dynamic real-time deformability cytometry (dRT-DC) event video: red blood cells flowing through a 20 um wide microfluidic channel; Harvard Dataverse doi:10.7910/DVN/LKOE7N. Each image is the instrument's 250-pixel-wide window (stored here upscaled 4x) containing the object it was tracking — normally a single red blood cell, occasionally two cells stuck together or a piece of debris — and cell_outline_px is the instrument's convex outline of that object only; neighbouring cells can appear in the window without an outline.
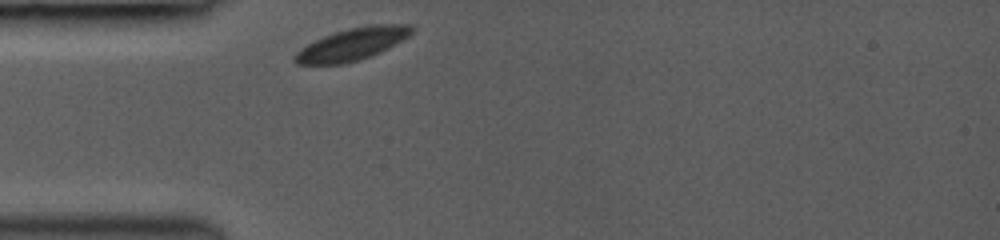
{"species": "common noctule bat (a hibernating species)", "species_latin": "Nyctalus noctula", "temperature_condition": "room temperature", "stored_images_in_passage": 24, "camera_frame_rate_fps": 3000, "um_per_image_px": 0.085, "animal": {"sex": "female", "body_mass_g": 19.0, "forearm_length_mm": 53.3}, "frame": {"image": 1, "passage_image": 1, "time_ms": 0.0, "image_size_px": [1000, 240], "cell_outline_px": [[412, 32], [408, 36], [380, 52], [372, 56], [360, 60], [344, 64], [296, 64], [292, 60], [296, 52], [300, 48], [324, 36], [348, 28], [372, 24], [412, 24]], "centroid_in_image_um": [29.92, 3.76], "position_along_channel_um": 55.1, "area_um2": 21.85}}
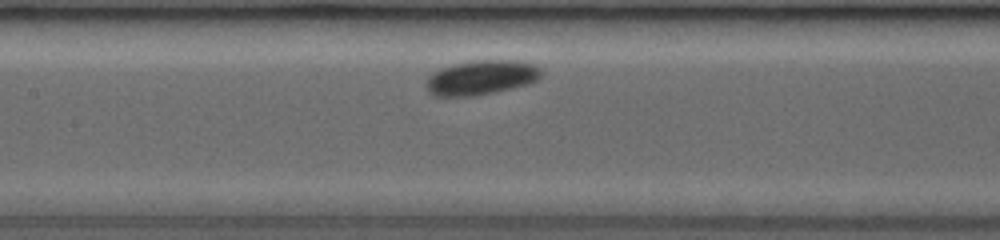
{"frame": {"image": 2, "passage_image": 10, "time_ms": 3.0, "image_size_px": [1000, 240], "cell_outline_px": [[544, 72], [532, 84], [472, 96], [432, 96], [428, 92], [424, 84], [428, 76], [432, 72], [440, 68], [452, 64], [476, 60], [516, 60], [532, 64], [540, 68]], "centroid_in_image_um": [40.87, 6.59], "position_along_channel_um": 166.5, "area_um2": 23.47}}
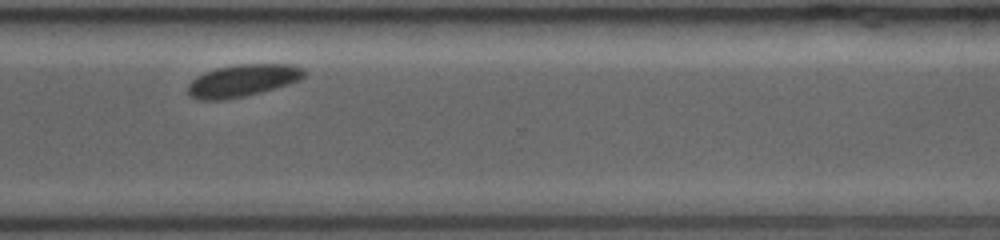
{"frame": {"image": 3, "passage_image": 23, "time_ms": 7.667, "image_size_px": [1000, 240], "cell_outline_px": [[308, 72], [300, 80], [288, 84], [260, 92], [244, 96], [224, 100], [196, 100], [188, 96], [188, 84], [196, 76], [204, 72], [216, 68], [236, 64], [292, 64], [304, 68]], "centroid_in_image_um": [20.61, 6.84], "position_along_channel_um": 350.0, "area_um2": 22.08}}